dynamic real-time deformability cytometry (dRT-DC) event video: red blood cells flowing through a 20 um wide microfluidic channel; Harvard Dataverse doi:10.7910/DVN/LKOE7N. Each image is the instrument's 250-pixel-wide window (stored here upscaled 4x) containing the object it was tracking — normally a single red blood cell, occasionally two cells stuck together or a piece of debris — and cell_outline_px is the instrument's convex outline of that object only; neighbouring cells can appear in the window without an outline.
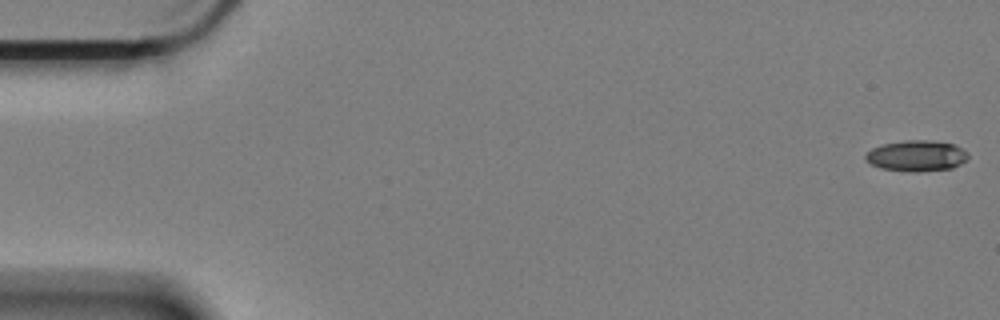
{"species": "Egyptian fruit bat (a non-hibernating species)", "species_latin": "Rousettus aegyptiacus", "temperature_condition": "cold", "stored_images_in_passage": 16, "camera_frame_rate_fps": 3000, "um_per_image_px": 0.085, "animal": {"sex": "female"}, "frame": {"image": 1, "passage_image": 1, "time_ms": 0.0, "image_size_px": [1000, 320], "cell_outline_px": [[968, 156], [960, 164], [952, 168], [916, 172], [908, 172], [880, 168], [864, 160], [864, 156], [872, 148], [884, 144], [908, 140], [924, 140], [952, 144], [968, 152]], "centroid_in_image_um": [77.87, 13.26], "position_along_channel_um": 7.1, "area_um2": 18.26}}
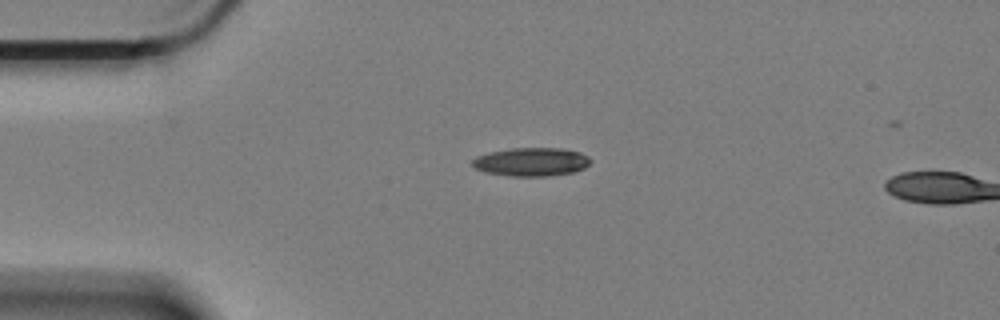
{"frame": {"image": 2, "passage_image": 14, "time_ms": 4.333, "image_size_px": [1000, 320], "cell_outline_px": [[592, 160], [584, 168], [572, 172], [548, 176], [508, 176], [484, 172], [476, 168], [472, 164], [472, 160], [476, 156], [492, 152], [512, 148], [560, 148], [580, 152], [588, 156]], "centroid_in_image_um": [45.17, 13.76], "position_along_channel_um": 39.8, "area_um2": 19.54}}